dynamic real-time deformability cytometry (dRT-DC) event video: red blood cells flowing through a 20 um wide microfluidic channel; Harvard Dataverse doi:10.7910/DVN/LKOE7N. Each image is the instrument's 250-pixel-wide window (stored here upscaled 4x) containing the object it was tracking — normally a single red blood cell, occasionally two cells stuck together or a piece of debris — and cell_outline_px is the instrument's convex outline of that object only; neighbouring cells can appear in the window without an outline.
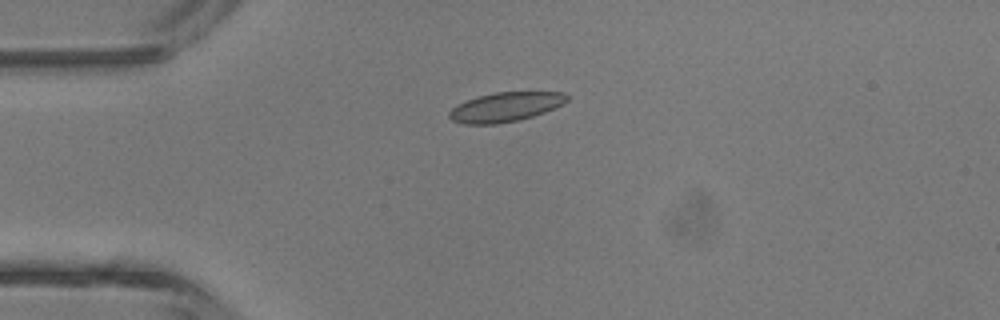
{"species": "common noctule bat (a hibernating species)", "species_latin": "Nyctalus noctula", "temperature_condition": "room temperature", "stored_images_in_passage": 2, "camera_frame_rate_fps": 3000, "um_per_image_px": 0.085, "animal": {"sex": "male", "body_mass_g": 13.3}, "frame": {"image": 1, "passage_image": 2, "time_ms": 2.0, "image_size_px": [1000, 320], "cell_outline_px": [[568, 100], [564, 104], [544, 112], [532, 116], [516, 120], [496, 124], [464, 124], [452, 120], [448, 116], [448, 112], [456, 104], [476, 96], [496, 92], [564, 92], [568, 96]], "centroid_in_image_um": [42.94, 9.08], "position_along_channel_um": 42.1, "area_um2": 20.17}}